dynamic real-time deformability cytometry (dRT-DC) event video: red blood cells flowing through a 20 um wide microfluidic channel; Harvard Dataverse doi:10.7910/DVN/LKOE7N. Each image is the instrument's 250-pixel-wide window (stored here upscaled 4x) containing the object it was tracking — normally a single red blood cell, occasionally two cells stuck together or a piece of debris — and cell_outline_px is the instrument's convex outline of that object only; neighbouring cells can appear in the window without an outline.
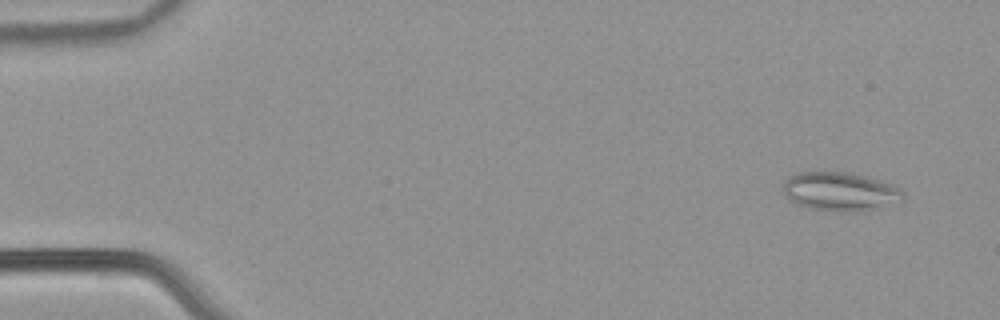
{"species": "common noctule bat (a hibernating species)", "species_latin": "Nyctalus noctula", "temperature_condition": "warm", "stored_images_in_passage": 54, "camera_frame_rate_fps": 3000, "um_per_image_px": 0.085, "animal": {"sex": "male", "body_mass_g": 21.5, "forearm_length_mm": 52.0}, "frame": {"image": 1, "passage_image": 4, "time_ms": 1.0, "image_size_px": [1000, 320], "cell_outline_px": [[904, 200], [876, 208], [856, 212], [840, 212], [808, 208], [796, 204], [788, 200], [784, 196], [784, 180], [788, 176], [800, 172], [852, 172], [880, 180], [892, 184], [904, 192]], "centroid_in_image_um": [71.39, 16.28], "position_along_channel_um": 13.6, "area_um2": 27.4}}
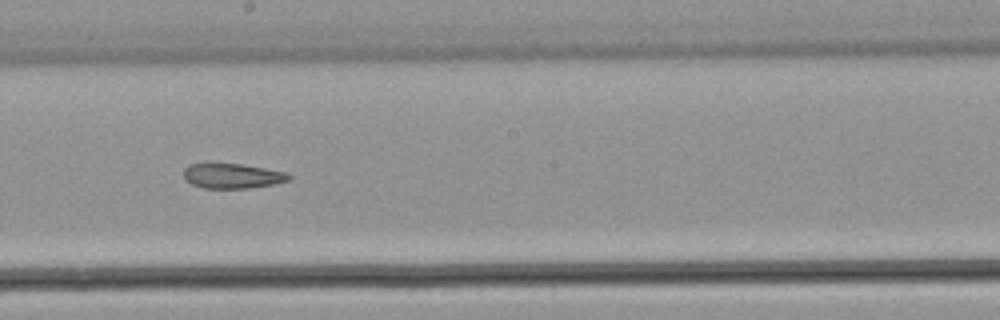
{"frame": {"image": 2, "passage_image": 31, "time_ms": 10.0, "image_size_px": [1000, 320], "cell_outline_px": [[292, 176], [288, 180], [272, 184], [248, 188], [204, 188], [192, 184], [184, 180], [184, 168], [188, 164], [208, 160], [240, 164], [288, 172]], "centroid_in_image_um": [19.65, 14.9], "position_along_channel_um": 228.5, "area_um2": 15.9}}
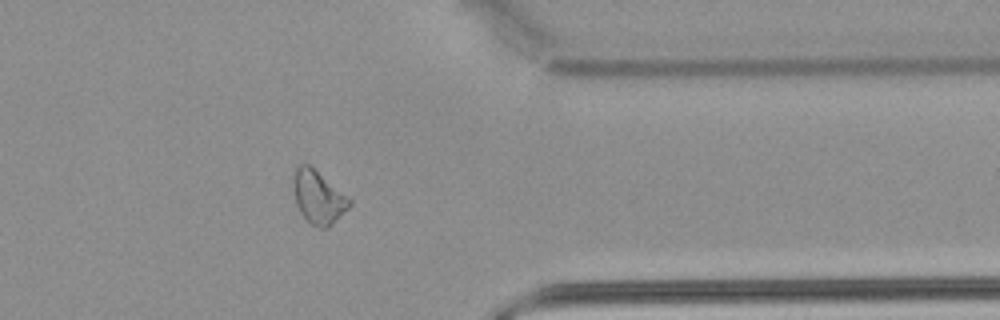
{"frame": {"image": 3, "passage_image": 44, "time_ms": 14.333, "image_size_px": [1000, 320], "cell_outline_px": [[352, 204], [332, 224], [324, 228], [320, 228], [312, 224], [300, 212], [296, 204], [296, 164], [308, 164], [352, 200]], "centroid_in_image_um": [27.1, 16.78], "position_along_channel_um": 384.3, "area_um2": 16.47}, "authors_computed_cell_mechanics": {"area_um2": 19.363, "velocity_mm_per_s": 3.8418, "shape_relaxation_time_tau1_ms": null, "shape_relaxation_time_tau2_ms": 5.6653, "deformation_change_tau1": null, "deformation_change_tau2": 0.139}}